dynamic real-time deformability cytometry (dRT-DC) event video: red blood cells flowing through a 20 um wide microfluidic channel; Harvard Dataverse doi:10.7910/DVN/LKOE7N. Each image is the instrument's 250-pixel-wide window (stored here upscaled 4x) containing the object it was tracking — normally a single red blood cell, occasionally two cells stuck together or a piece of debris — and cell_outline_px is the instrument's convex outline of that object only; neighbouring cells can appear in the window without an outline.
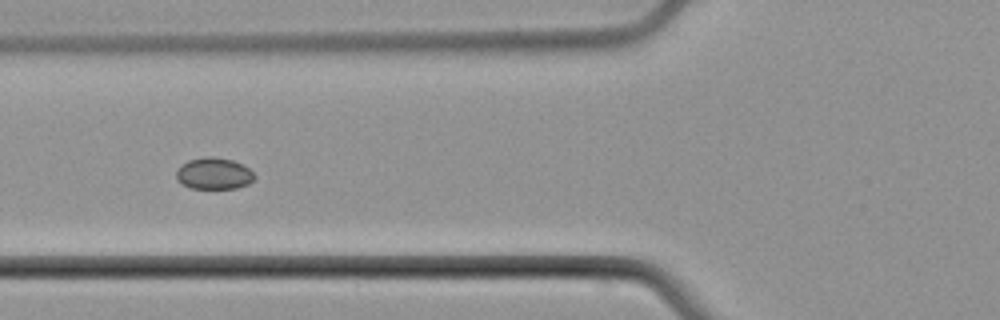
{"species": "common noctule bat (a hibernating species)", "species_latin": "Nyctalus noctula", "temperature_condition": "cold", "stored_images_in_passage": 7, "camera_frame_rate_fps": 3000, "um_per_image_px": 0.085, "animal": {"sex": "male", "body_mass_g": 21.5, "forearm_length_mm": 52.0}, "frame": {"image": 1, "passage_image": 6, "time_ms": 6.0, "image_size_px": [1000, 320], "cell_outline_px": [[256, 176], [248, 184], [236, 188], [192, 188], [176, 180], [176, 172], [188, 160], [208, 156], [212, 156], [232, 160], [248, 168]], "centroid_in_image_um": [18.19, 14.75], "position_along_channel_um": 107.6, "area_um2": 14.1}}
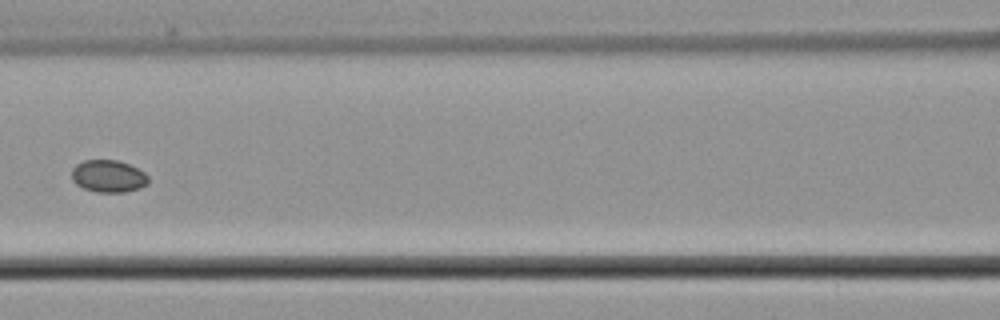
{"frame": {"image": 2, "passage_image": 7, "time_ms": 7.333, "image_size_px": [1000, 320], "cell_outline_px": [[148, 184], [140, 188], [124, 192], [96, 192], [84, 188], [76, 184], [72, 180], [72, 168], [76, 164], [84, 160], [116, 160], [128, 164], [144, 172], [148, 176]], "centroid_in_image_um": [9.2, 14.98], "position_along_channel_um": 157.4, "area_um2": 14.39}}